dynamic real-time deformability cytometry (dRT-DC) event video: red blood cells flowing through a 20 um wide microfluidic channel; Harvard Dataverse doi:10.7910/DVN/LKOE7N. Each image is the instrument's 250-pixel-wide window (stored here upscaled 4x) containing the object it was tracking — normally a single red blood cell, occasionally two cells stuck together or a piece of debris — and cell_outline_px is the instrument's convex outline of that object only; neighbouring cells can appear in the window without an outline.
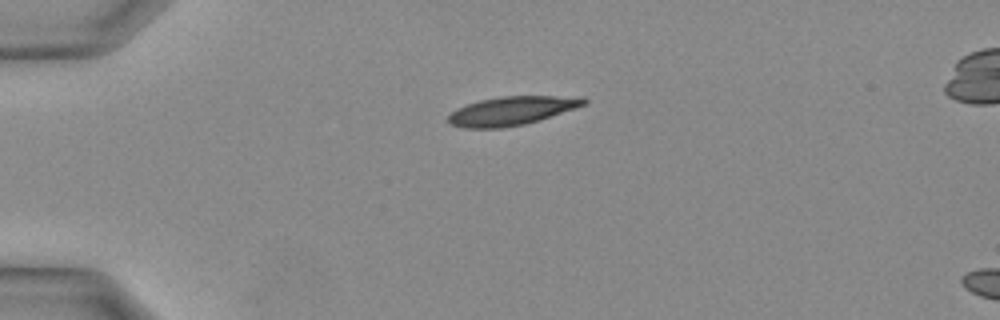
{"species": "Egyptian fruit bat (a non-hibernating species)", "species_latin": "Rousettus aegyptiacus", "temperature_condition": "warm", "stored_images_in_passage": 4, "camera_frame_rate_fps": 3000, "um_per_image_px": 0.085, "animal": {"sex": "female"}, "frame": {"image": 1, "passage_image": 1, "time_ms": 0.0, "image_size_px": [1000, 320], "cell_outline_px": [[588, 104], [540, 120], [524, 124], [504, 128], [464, 128], [452, 124], [448, 120], [448, 116], [456, 108], [480, 100], [504, 96], [584, 96], [588, 100]], "centroid_in_image_um": [43.56, 9.41], "position_along_channel_um": 41.4, "area_um2": 22.77}}